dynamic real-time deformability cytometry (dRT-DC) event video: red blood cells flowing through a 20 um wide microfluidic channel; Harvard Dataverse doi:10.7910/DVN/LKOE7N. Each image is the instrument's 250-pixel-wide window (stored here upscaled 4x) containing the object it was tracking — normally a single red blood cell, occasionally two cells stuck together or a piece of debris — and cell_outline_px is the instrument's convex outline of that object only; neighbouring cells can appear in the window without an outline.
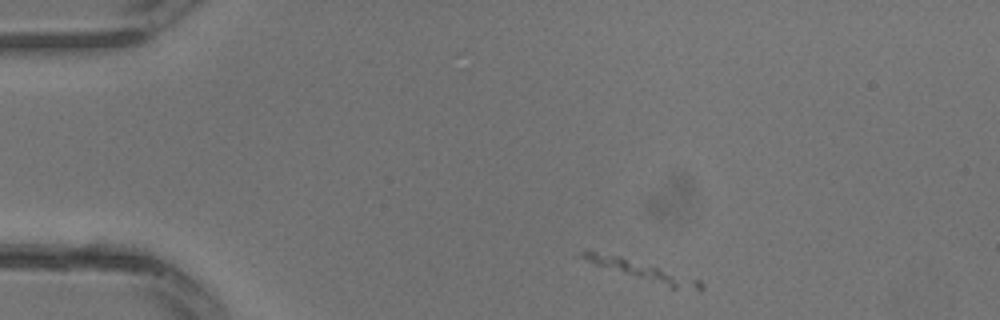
{"species": "common noctule bat (a hibernating species)", "species_latin": "Nyctalus noctula", "temperature_condition": "warm", "stored_images_in_passage": 2, "camera_frame_rate_fps": 3000, "um_per_image_px": 0.085, "animal": {"sex": "male", "body_mass_g": 13.3}, "frame": {"image": 1, "passage_image": 1, "time_ms": 0.0, "image_size_px": [1000, 320], "cell_outline_px": [[704, 288], [672, 288], [596, 264], [576, 256], [580, 252], [596, 252], [616, 256], [700, 280], [704, 284]], "centroid_in_image_um": [54.58, 23.02], "position_along_channel_um": 30.4, "area_um2": 11.73}}